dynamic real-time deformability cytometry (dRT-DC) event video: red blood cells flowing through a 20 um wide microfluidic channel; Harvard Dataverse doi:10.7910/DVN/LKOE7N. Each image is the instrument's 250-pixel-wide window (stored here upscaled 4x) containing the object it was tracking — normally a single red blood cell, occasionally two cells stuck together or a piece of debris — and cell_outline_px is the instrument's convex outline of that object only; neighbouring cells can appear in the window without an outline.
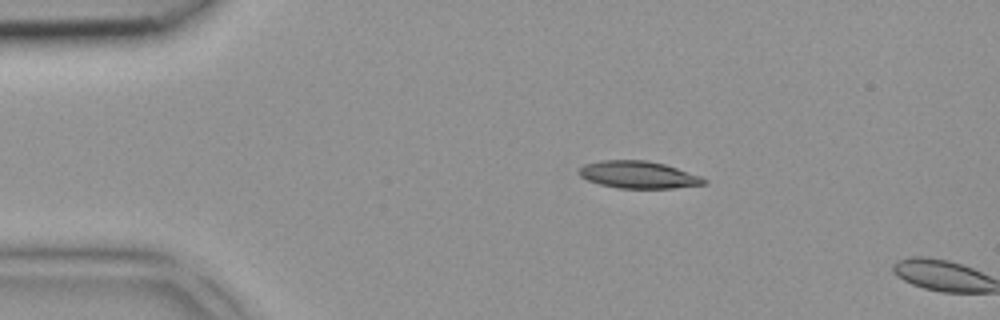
{"species": "common noctule bat (a hibernating species)", "species_latin": "Nyctalus noctula", "temperature_condition": "room temperature", "stored_images_in_passage": 3, "camera_frame_rate_fps": 3000, "um_per_image_px": 0.085, "animal": {"sex": "female", "body_mass_g": 18.4}, "frame": {"image": 1, "passage_image": 2, "time_ms": 0.333, "image_size_px": [1000, 320], "cell_outline_px": [[708, 180], [704, 184], [672, 188], [620, 188], [600, 184], [588, 180], [580, 176], [576, 172], [584, 164], [600, 160], [648, 160], [664, 164], [700, 176]], "centroid_in_image_um": [54.22, 14.84], "position_along_channel_um": 30.8, "area_um2": 19.71}}